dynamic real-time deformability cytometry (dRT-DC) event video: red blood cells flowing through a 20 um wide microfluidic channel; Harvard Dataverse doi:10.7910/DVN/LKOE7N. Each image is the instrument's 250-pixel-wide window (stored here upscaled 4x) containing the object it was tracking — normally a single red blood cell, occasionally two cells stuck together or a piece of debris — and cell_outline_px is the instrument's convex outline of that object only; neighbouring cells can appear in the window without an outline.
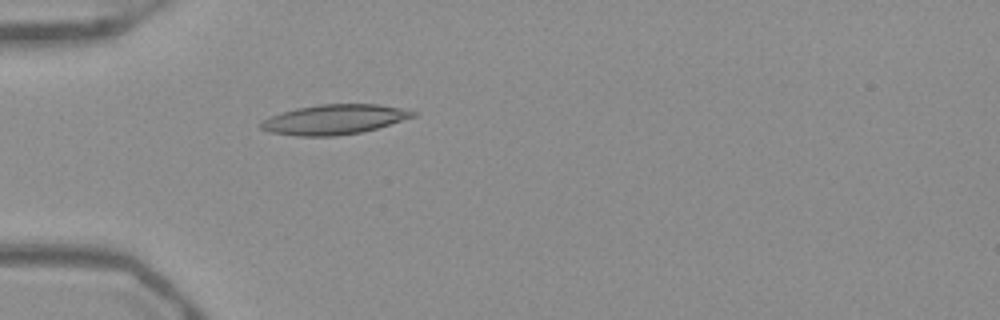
{"species": "Egyptian fruit bat (a non-hibernating species)", "species_latin": "Rousettus aegyptiacus", "temperature_condition": "warm", "stored_images_in_passage": 37, "camera_frame_rate_fps": 3000, "um_per_image_px": 0.085, "frame": {"image": 1, "passage_image": 1, "time_ms": 0.0, "image_size_px": [1000, 320], "cell_outline_px": [[416, 116], [376, 128], [360, 132], [332, 136], [296, 136], [272, 132], [260, 128], [260, 124], [264, 120], [272, 116], [296, 108], [320, 104], [380, 104], [400, 108], [416, 112]], "centroid_in_image_um": [28.42, 10.15], "position_along_channel_um": 56.6, "area_um2": 26.01}}
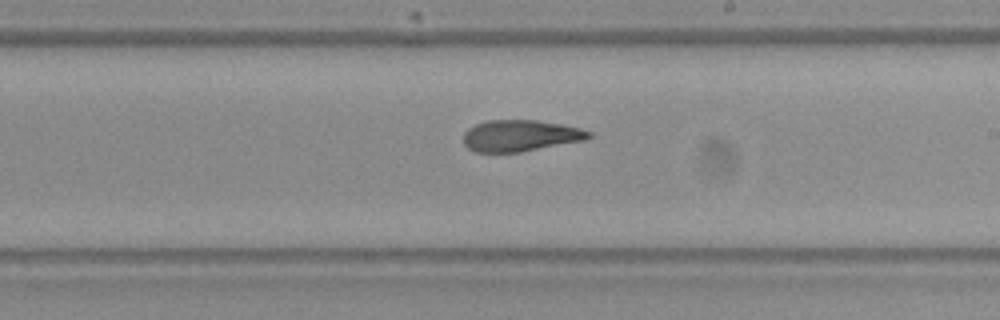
{"frame": {"image": 2, "passage_image": 16, "time_ms": 5.0, "image_size_px": [1000, 320], "cell_outline_px": [[592, 136], [584, 140], [520, 152], [476, 152], [468, 148], [464, 144], [464, 132], [468, 128], [476, 124], [488, 120], [536, 120], [560, 124], [580, 128], [592, 132]], "centroid_in_image_um": [44.22, 11.53], "position_along_channel_um": 244.8, "area_um2": 22.83}}
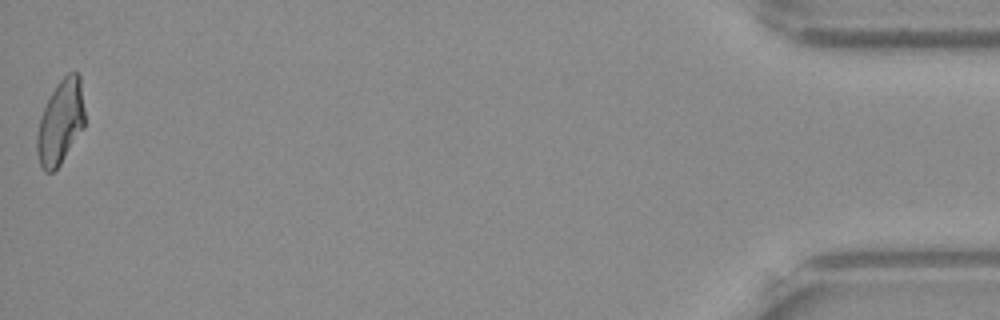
{"frame": {"image": 3, "passage_image": 37, "time_ms": 12.0, "image_size_px": [1000, 320], "cell_outline_px": [[84, 128], [60, 164], [52, 172], [44, 172], [40, 164], [36, 152], [36, 136], [40, 116], [56, 84], [68, 72], [76, 72], [80, 76], [84, 108]], "centroid_in_image_um": [5.13, 10.39], "position_along_channel_um": 430.1, "area_um2": 23.47}, "authors_computed_cell_mechanics": {"area_um2": 23.7558, "velocity_mm_per_s": 3.9296, "shape_relaxation_time_tau1_ms": null, "shape_relaxation_time_tau2_ms": 2.4613, "deformation_change_tau1": null, "deformation_change_tau2": 0.107}}